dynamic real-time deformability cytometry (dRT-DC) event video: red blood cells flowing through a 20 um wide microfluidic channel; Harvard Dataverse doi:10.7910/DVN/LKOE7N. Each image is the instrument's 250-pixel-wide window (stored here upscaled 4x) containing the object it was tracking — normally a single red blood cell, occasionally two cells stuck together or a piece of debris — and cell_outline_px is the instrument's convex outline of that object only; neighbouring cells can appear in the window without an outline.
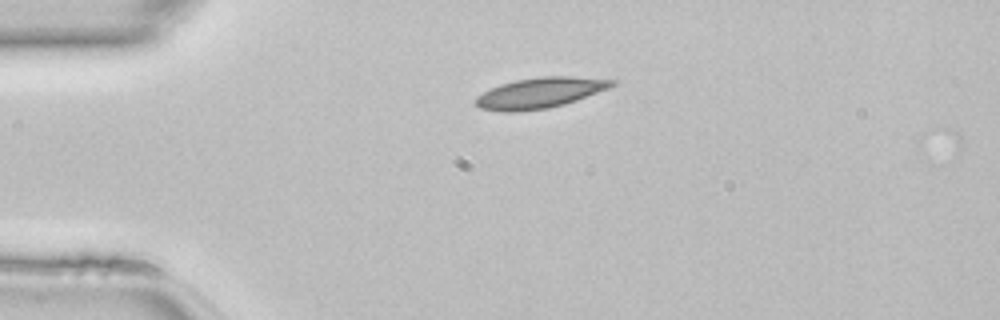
{"species": "common noctule bat (a hibernating species)", "species_latin": "Nyctalus noctula", "temperature_condition": "room temperature", "stored_images_in_passage": 3, "camera_frame_rate_fps": 3000, "um_per_image_px": 0.085, "animal": {"sex": "female", "body_mass_g": 22.7, "forearm_length_mm": 54.2}, "frame": {"image": 1, "passage_image": 1, "time_ms": 0.0, "image_size_px": [1000, 320], "cell_outline_px": [[616, 84], [612, 88], [564, 104], [548, 108], [520, 112], [504, 112], [480, 108], [476, 104], [476, 96], [500, 84], [516, 80], [540, 76], [572, 76], [616, 80]], "centroid_in_image_um": [45.94, 7.89], "position_along_channel_um": 39.1, "area_um2": 24.39}}